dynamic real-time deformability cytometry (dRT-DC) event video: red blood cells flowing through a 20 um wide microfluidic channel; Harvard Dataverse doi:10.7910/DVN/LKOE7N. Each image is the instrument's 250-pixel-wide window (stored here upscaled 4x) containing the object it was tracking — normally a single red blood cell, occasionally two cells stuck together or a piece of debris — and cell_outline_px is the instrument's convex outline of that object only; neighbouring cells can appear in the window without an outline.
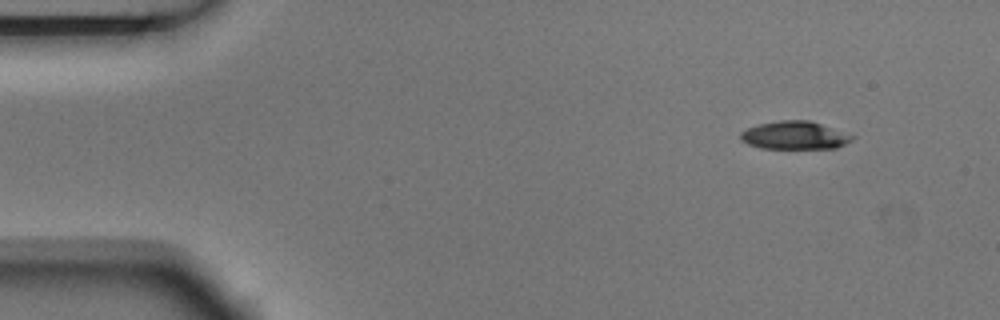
{"species": "Egyptian fruit bat (a non-hibernating species)", "species_latin": "Rousettus aegyptiacus", "temperature_condition": "room temperature", "stored_images_in_passage": 5, "camera_frame_rate_fps": 3000, "um_per_image_px": 0.085, "animal": {"sex": "male"}, "frame": {"image": 1, "passage_image": 1, "time_ms": 0.0, "image_size_px": [1000, 320], "cell_outline_px": [[856, 136], [852, 140], [836, 148], [760, 148], [748, 144], [740, 140], [740, 132], [748, 128], [760, 124], [780, 120], [808, 120]], "centroid_in_image_um": [67.52, 11.51], "position_along_channel_um": 17.5, "area_um2": 18.03}}
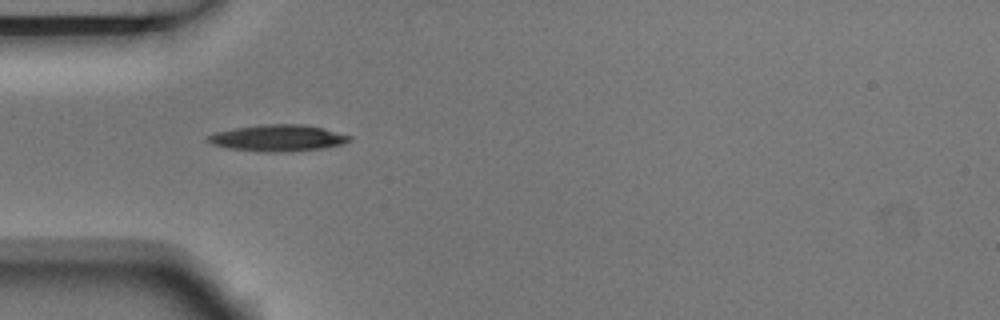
{"frame": {"image": 2, "passage_image": 4, "time_ms": 1.0, "image_size_px": [1000, 320], "cell_outline_px": [[352, 140], [344, 144], [320, 148], [288, 152], [264, 152], [228, 148], [212, 144], [204, 140], [204, 136], [216, 132], [236, 128], [260, 124], [304, 124], [324, 128], [352, 136]], "centroid_in_image_um": [23.6, 11.73], "position_along_channel_um": 61.4, "area_um2": 22.08}}
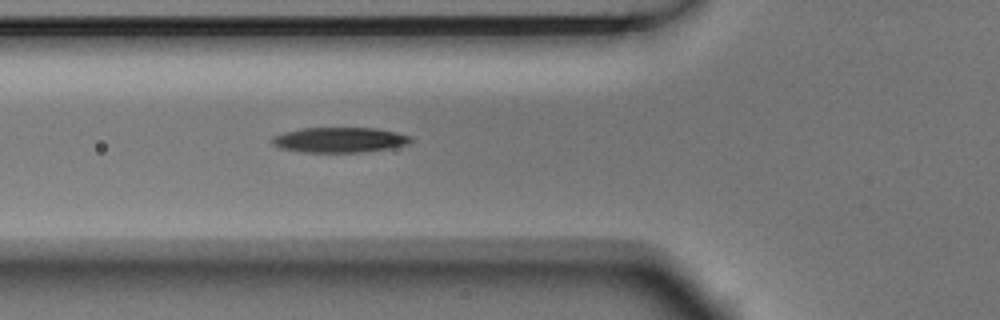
{"frame": {"image": 3, "passage_image": 5, "time_ms": 1.333, "image_size_px": [1000, 320], "cell_outline_px": [[412, 140], [408, 144], [392, 148], [360, 152], [304, 152], [280, 148], [272, 144], [272, 136], [284, 132], [300, 128], [376, 128], [396, 132], [412, 136]], "centroid_in_image_um": [28.87, 11.89], "position_along_channel_um": 96.9, "area_um2": 20.4}}